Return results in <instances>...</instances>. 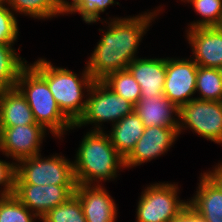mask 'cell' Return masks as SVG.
<instances>
[{
  "instance_id": "cell-8",
  "label": "cell",
  "mask_w": 222,
  "mask_h": 222,
  "mask_svg": "<svg viewBox=\"0 0 222 222\" xmlns=\"http://www.w3.org/2000/svg\"><path fill=\"white\" fill-rule=\"evenodd\" d=\"M179 132L190 128L203 138L222 145V101L194 98L179 108Z\"/></svg>"
},
{
  "instance_id": "cell-9",
  "label": "cell",
  "mask_w": 222,
  "mask_h": 222,
  "mask_svg": "<svg viewBox=\"0 0 222 222\" xmlns=\"http://www.w3.org/2000/svg\"><path fill=\"white\" fill-rule=\"evenodd\" d=\"M46 131L38 123L0 127V151L17 162L38 155Z\"/></svg>"
},
{
  "instance_id": "cell-33",
  "label": "cell",
  "mask_w": 222,
  "mask_h": 222,
  "mask_svg": "<svg viewBox=\"0 0 222 222\" xmlns=\"http://www.w3.org/2000/svg\"><path fill=\"white\" fill-rule=\"evenodd\" d=\"M219 71H220V74H221V77H222V66L219 68Z\"/></svg>"
},
{
  "instance_id": "cell-13",
  "label": "cell",
  "mask_w": 222,
  "mask_h": 222,
  "mask_svg": "<svg viewBox=\"0 0 222 222\" xmlns=\"http://www.w3.org/2000/svg\"><path fill=\"white\" fill-rule=\"evenodd\" d=\"M186 34L198 66L218 69L222 66V26L188 29Z\"/></svg>"
},
{
  "instance_id": "cell-25",
  "label": "cell",
  "mask_w": 222,
  "mask_h": 222,
  "mask_svg": "<svg viewBox=\"0 0 222 222\" xmlns=\"http://www.w3.org/2000/svg\"><path fill=\"white\" fill-rule=\"evenodd\" d=\"M202 19L191 22L189 29L222 26V0H188Z\"/></svg>"
},
{
  "instance_id": "cell-23",
  "label": "cell",
  "mask_w": 222,
  "mask_h": 222,
  "mask_svg": "<svg viewBox=\"0 0 222 222\" xmlns=\"http://www.w3.org/2000/svg\"><path fill=\"white\" fill-rule=\"evenodd\" d=\"M13 12L37 19H49L65 12L53 0H6Z\"/></svg>"
},
{
  "instance_id": "cell-4",
  "label": "cell",
  "mask_w": 222,
  "mask_h": 222,
  "mask_svg": "<svg viewBox=\"0 0 222 222\" xmlns=\"http://www.w3.org/2000/svg\"><path fill=\"white\" fill-rule=\"evenodd\" d=\"M16 88L28 102L36 123L51 134L60 138L66 130L75 128L59 109L46 80L31 65L20 72Z\"/></svg>"
},
{
  "instance_id": "cell-29",
  "label": "cell",
  "mask_w": 222,
  "mask_h": 222,
  "mask_svg": "<svg viewBox=\"0 0 222 222\" xmlns=\"http://www.w3.org/2000/svg\"><path fill=\"white\" fill-rule=\"evenodd\" d=\"M16 162L8 163L0 159V197L11 196L14 194L16 178Z\"/></svg>"
},
{
  "instance_id": "cell-3",
  "label": "cell",
  "mask_w": 222,
  "mask_h": 222,
  "mask_svg": "<svg viewBox=\"0 0 222 222\" xmlns=\"http://www.w3.org/2000/svg\"><path fill=\"white\" fill-rule=\"evenodd\" d=\"M47 82L48 87L62 113L75 124L84 113L87 100L84 93L90 90L94 79L85 67L81 78L66 68L55 67L45 59L30 64Z\"/></svg>"
},
{
  "instance_id": "cell-20",
  "label": "cell",
  "mask_w": 222,
  "mask_h": 222,
  "mask_svg": "<svg viewBox=\"0 0 222 222\" xmlns=\"http://www.w3.org/2000/svg\"><path fill=\"white\" fill-rule=\"evenodd\" d=\"M12 46L0 44V91L15 88L20 72L27 65Z\"/></svg>"
},
{
  "instance_id": "cell-1",
  "label": "cell",
  "mask_w": 222,
  "mask_h": 222,
  "mask_svg": "<svg viewBox=\"0 0 222 222\" xmlns=\"http://www.w3.org/2000/svg\"><path fill=\"white\" fill-rule=\"evenodd\" d=\"M157 11V12H156ZM160 10L145 12L128 18H111L107 31L97 43L87 62V70L95 81L103 80L107 75L127 69L137 57V49L142 37L154 21ZM157 13V14H156Z\"/></svg>"
},
{
  "instance_id": "cell-24",
  "label": "cell",
  "mask_w": 222,
  "mask_h": 222,
  "mask_svg": "<svg viewBox=\"0 0 222 222\" xmlns=\"http://www.w3.org/2000/svg\"><path fill=\"white\" fill-rule=\"evenodd\" d=\"M42 222H86L82 205L78 197L73 194L65 202L50 209L43 217Z\"/></svg>"
},
{
  "instance_id": "cell-18",
  "label": "cell",
  "mask_w": 222,
  "mask_h": 222,
  "mask_svg": "<svg viewBox=\"0 0 222 222\" xmlns=\"http://www.w3.org/2000/svg\"><path fill=\"white\" fill-rule=\"evenodd\" d=\"M35 123L28 102L16 87L0 91V127Z\"/></svg>"
},
{
  "instance_id": "cell-28",
  "label": "cell",
  "mask_w": 222,
  "mask_h": 222,
  "mask_svg": "<svg viewBox=\"0 0 222 222\" xmlns=\"http://www.w3.org/2000/svg\"><path fill=\"white\" fill-rule=\"evenodd\" d=\"M6 4V0H0V44H14L19 35L18 22Z\"/></svg>"
},
{
  "instance_id": "cell-2",
  "label": "cell",
  "mask_w": 222,
  "mask_h": 222,
  "mask_svg": "<svg viewBox=\"0 0 222 222\" xmlns=\"http://www.w3.org/2000/svg\"><path fill=\"white\" fill-rule=\"evenodd\" d=\"M80 143L73 162L76 184L95 185V182L111 180L117 178L121 167L126 168L125 159L114 148L106 132L91 130Z\"/></svg>"
},
{
  "instance_id": "cell-7",
  "label": "cell",
  "mask_w": 222,
  "mask_h": 222,
  "mask_svg": "<svg viewBox=\"0 0 222 222\" xmlns=\"http://www.w3.org/2000/svg\"><path fill=\"white\" fill-rule=\"evenodd\" d=\"M178 191L175 183L149 185L138 201L136 222H171L188 205L180 200Z\"/></svg>"
},
{
  "instance_id": "cell-30",
  "label": "cell",
  "mask_w": 222,
  "mask_h": 222,
  "mask_svg": "<svg viewBox=\"0 0 222 222\" xmlns=\"http://www.w3.org/2000/svg\"><path fill=\"white\" fill-rule=\"evenodd\" d=\"M171 222H206L189 204Z\"/></svg>"
},
{
  "instance_id": "cell-31",
  "label": "cell",
  "mask_w": 222,
  "mask_h": 222,
  "mask_svg": "<svg viewBox=\"0 0 222 222\" xmlns=\"http://www.w3.org/2000/svg\"><path fill=\"white\" fill-rule=\"evenodd\" d=\"M215 169L209 172H204L222 191V162L218 163Z\"/></svg>"
},
{
  "instance_id": "cell-19",
  "label": "cell",
  "mask_w": 222,
  "mask_h": 222,
  "mask_svg": "<svg viewBox=\"0 0 222 222\" xmlns=\"http://www.w3.org/2000/svg\"><path fill=\"white\" fill-rule=\"evenodd\" d=\"M144 129L139 115L133 111L112 125L108 136L114 148L125 159L143 135Z\"/></svg>"
},
{
  "instance_id": "cell-21",
  "label": "cell",
  "mask_w": 222,
  "mask_h": 222,
  "mask_svg": "<svg viewBox=\"0 0 222 222\" xmlns=\"http://www.w3.org/2000/svg\"><path fill=\"white\" fill-rule=\"evenodd\" d=\"M197 99L222 101V77L218 68L198 66L196 76Z\"/></svg>"
},
{
  "instance_id": "cell-14",
  "label": "cell",
  "mask_w": 222,
  "mask_h": 222,
  "mask_svg": "<svg viewBox=\"0 0 222 222\" xmlns=\"http://www.w3.org/2000/svg\"><path fill=\"white\" fill-rule=\"evenodd\" d=\"M102 184H76L74 194L78 197L86 222H115L117 206Z\"/></svg>"
},
{
  "instance_id": "cell-10",
  "label": "cell",
  "mask_w": 222,
  "mask_h": 222,
  "mask_svg": "<svg viewBox=\"0 0 222 222\" xmlns=\"http://www.w3.org/2000/svg\"><path fill=\"white\" fill-rule=\"evenodd\" d=\"M197 70L192 59L166 58L164 95L178 108L194 99Z\"/></svg>"
},
{
  "instance_id": "cell-32",
  "label": "cell",
  "mask_w": 222,
  "mask_h": 222,
  "mask_svg": "<svg viewBox=\"0 0 222 222\" xmlns=\"http://www.w3.org/2000/svg\"><path fill=\"white\" fill-rule=\"evenodd\" d=\"M64 12L71 5L72 2H68L67 0H53ZM73 1V0H72Z\"/></svg>"
},
{
  "instance_id": "cell-5",
  "label": "cell",
  "mask_w": 222,
  "mask_h": 222,
  "mask_svg": "<svg viewBox=\"0 0 222 222\" xmlns=\"http://www.w3.org/2000/svg\"><path fill=\"white\" fill-rule=\"evenodd\" d=\"M87 96L84 113L74 127L81 128L86 124L94 123L93 131H104L101 126L104 122H112L114 125L134 111L132 103L117 95L102 81H94Z\"/></svg>"
},
{
  "instance_id": "cell-12",
  "label": "cell",
  "mask_w": 222,
  "mask_h": 222,
  "mask_svg": "<svg viewBox=\"0 0 222 222\" xmlns=\"http://www.w3.org/2000/svg\"><path fill=\"white\" fill-rule=\"evenodd\" d=\"M178 127H145L134 149L125 158V167L133 168L164 155L177 140Z\"/></svg>"
},
{
  "instance_id": "cell-17",
  "label": "cell",
  "mask_w": 222,
  "mask_h": 222,
  "mask_svg": "<svg viewBox=\"0 0 222 222\" xmlns=\"http://www.w3.org/2000/svg\"><path fill=\"white\" fill-rule=\"evenodd\" d=\"M199 186L195 196L188 200L192 206L206 222H222V191L205 174L201 173Z\"/></svg>"
},
{
  "instance_id": "cell-15",
  "label": "cell",
  "mask_w": 222,
  "mask_h": 222,
  "mask_svg": "<svg viewBox=\"0 0 222 222\" xmlns=\"http://www.w3.org/2000/svg\"><path fill=\"white\" fill-rule=\"evenodd\" d=\"M127 69L141 88V98L164 94L166 58H136Z\"/></svg>"
},
{
  "instance_id": "cell-26",
  "label": "cell",
  "mask_w": 222,
  "mask_h": 222,
  "mask_svg": "<svg viewBox=\"0 0 222 222\" xmlns=\"http://www.w3.org/2000/svg\"><path fill=\"white\" fill-rule=\"evenodd\" d=\"M37 218L15 195L0 197V222H35Z\"/></svg>"
},
{
  "instance_id": "cell-6",
  "label": "cell",
  "mask_w": 222,
  "mask_h": 222,
  "mask_svg": "<svg viewBox=\"0 0 222 222\" xmlns=\"http://www.w3.org/2000/svg\"><path fill=\"white\" fill-rule=\"evenodd\" d=\"M17 163L15 184L76 185L73 161L64 156L42 158L40 153Z\"/></svg>"
},
{
  "instance_id": "cell-16",
  "label": "cell",
  "mask_w": 222,
  "mask_h": 222,
  "mask_svg": "<svg viewBox=\"0 0 222 222\" xmlns=\"http://www.w3.org/2000/svg\"><path fill=\"white\" fill-rule=\"evenodd\" d=\"M134 111L139 115L145 127H179V108L165 95L140 98L134 105ZM175 114V116H174Z\"/></svg>"
},
{
  "instance_id": "cell-22",
  "label": "cell",
  "mask_w": 222,
  "mask_h": 222,
  "mask_svg": "<svg viewBox=\"0 0 222 222\" xmlns=\"http://www.w3.org/2000/svg\"><path fill=\"white\" fill-rule=\"evenodd\" d=\"M101 81L133 105L141 98V88L128 69L111 73Z\"/></svg>"
},
{
  "instance_id": "cell-27",
  "label": "cell",
  "mask_w": 222,
  "mask_h": 222,
  "mask_svg": "<svg viewBox=\"0 0 222 222\" xmlns=\"http://www.w3.org/2000/svg\"><path fill=\"white\" fill-rule=\"evenodd\" d=\"M113 4L119 5L114 0H73L65 11L66 14L79 13L85 23H96L100 20V13L106 11L107 7Z\"/></svg>"
},
{
  "instance_id": "cell-11",
  "label": "cell",
  "mask_w": 222,
  "mask_h": 222,
  "mask_svg": "<svg viewBox=\"0 0 222 222\" xmlns=\"http://www.w3.org/2000/svg\"><path fill=\"white\" fill-rule=\"evenodd\" d=\"M76 185L15 184L14 194L40 220L50 209L65 202Z\"/></svg>"
}]
</instances>
